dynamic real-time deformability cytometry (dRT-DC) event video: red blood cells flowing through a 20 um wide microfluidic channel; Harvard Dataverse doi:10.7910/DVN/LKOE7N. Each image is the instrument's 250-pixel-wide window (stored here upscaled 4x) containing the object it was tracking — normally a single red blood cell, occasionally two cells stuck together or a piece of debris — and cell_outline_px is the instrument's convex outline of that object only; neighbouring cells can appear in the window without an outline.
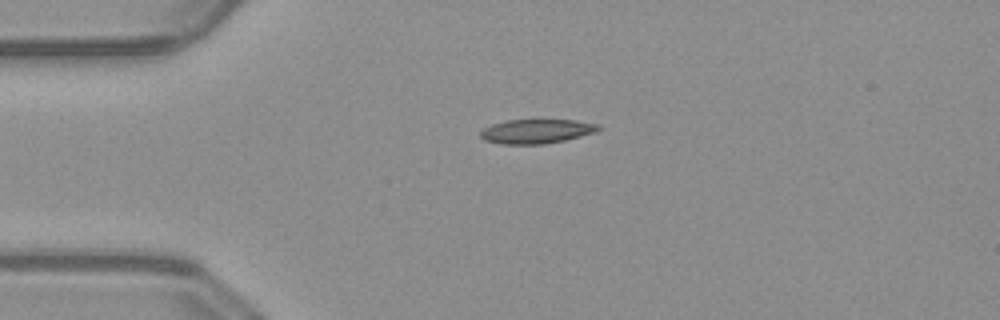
{"species": "common noctule bat (a hibernating species)", "species_latin": "Nyctalus noctula", "temperature_condition": "warm", "stored_images_in_passage": 35, "camera_frame_rate_fps": 3000, "um_per_image_px": 0.085, "animal": {"sex": "male", "body_mass_g": 23.1, "forearm_length_mm": 52.7}, "frame": {"image": 1, "passage_image": 1, "time_ms": 0.0, "image_size_px": [1000, 320], "cell_outline_px": [[600, 128], [592, 132], [564, 140], [544, 144], [500, 144], [488, 140], [480, 136], [480, 132], [484, 128], [492, 124], [508, 120], [572, 120], [596, 124]], "centroid_in_image_um": [45.53, 11.16], "position_along_channel_um": 39.5, "area_um2": 16.18}}
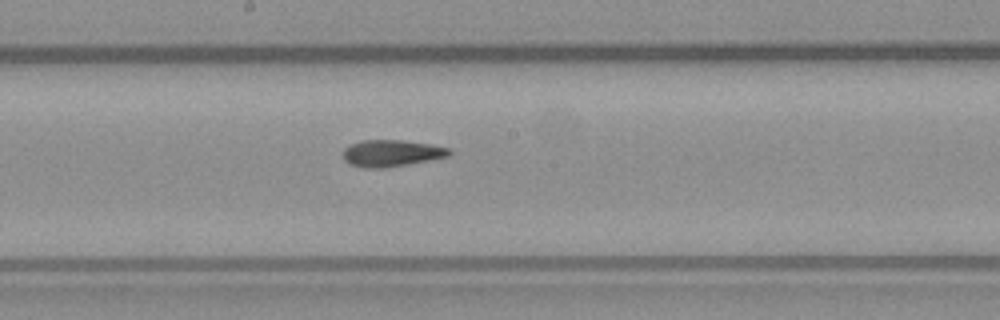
{"frame": {"image": 2, "passage_image": 16, "time_ms": 5.0, "image_size_px": [1000, 320], "cell_outline_px": [[452, 152], [448, 156], [384, 168], [364, 168], [352, 164], [344, 160], [344, 148], [352, 144], [364, 140], [400, 140], [428, 144], [448, 148]], "centroid_in_image_um": [33.25, 13.02], "position_along_channel_um": 215.0, "area_um2": 16.07}}
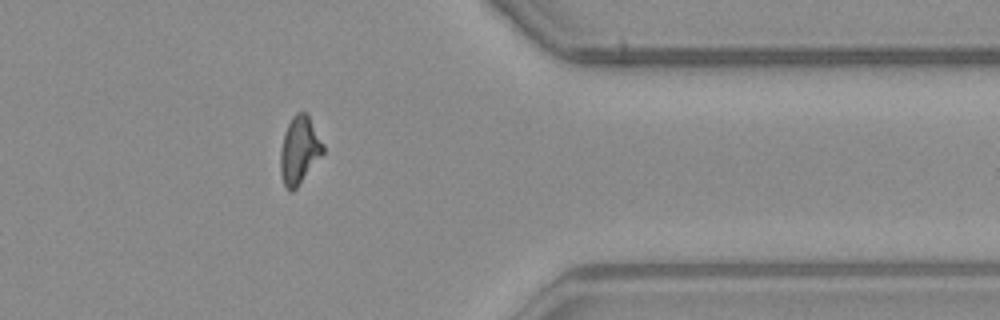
{"frame": {"image": 3, "passage_image": 30, "time_ms": 9.667, "image_size_px": [1000, 320], "cell_outline_px": [[324, 152], [296, 188], [292, 192], [288, 192], [284, 184], [280, 172], [280, 152], [284, 136], [288, 124], [292, 116], [296, 112], [308, 112], [324, 144]], "centroid_in_image_um": [25.46, 12.74], "position_along_channel_um": 385.9, "area_um2": 16.82}, "authors_computed_cell_mechanics": {"area_um2": 16.3574, "velocity_mm_per_s": 4.041, "shape_relaxation_time_tau1_ms": 9.487, "shape_relaxation_time_tau2_ms": 2.8805, "deformation_change_tau1": 0.2552, "deformation_change_tau2": 0.0959}}